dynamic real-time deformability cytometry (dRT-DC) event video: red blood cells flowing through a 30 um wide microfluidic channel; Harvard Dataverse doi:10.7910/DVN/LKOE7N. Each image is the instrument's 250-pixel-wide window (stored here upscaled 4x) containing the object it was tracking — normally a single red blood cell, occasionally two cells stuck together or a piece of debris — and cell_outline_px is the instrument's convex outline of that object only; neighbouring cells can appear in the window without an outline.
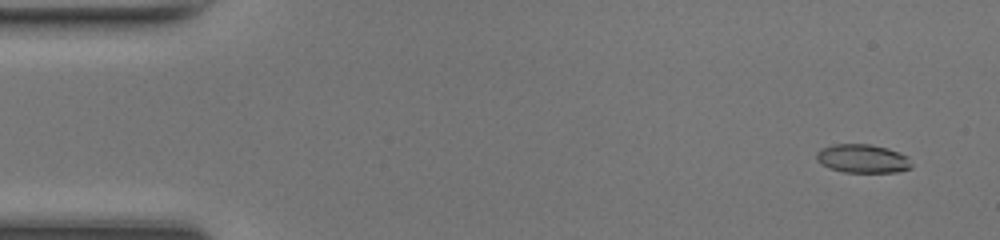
{"species": "common noctule bat (a hibernating species)", "species_latin": "Nyctalus noctula", "temperature_condition": "room temperature", "stored_images_in_passage": 48, "camera_frame_rate_fps": 3000, "um_per_image_px": 0.085, "animal": {"sex": "female", "body_mass_g": 17.0, "forearm_length_mm": 48.0}, "frame": {"image": 1, "passage_image": 3, "time_ms": 0.667, "image_size_px": [1000, 240], "cell_outline_px": [[912, 168], [900, 172], [844, 172], [828, 168], [820, 164], [816, 160], [816, 152], [820, 148], [832, 144], [872, 144], [888, 148], [908, 156], [912, 164]], "centroid_in_image_um": [73.31, 13.48], "position_along_channel_um": 11.7, "area_um2": 16.18}}
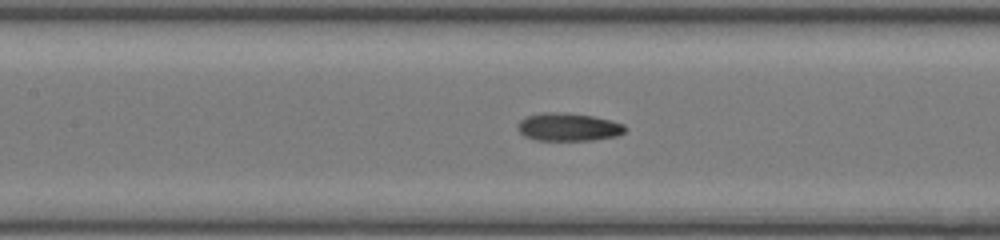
{"frame": {"image": 2, "passage_image": 22, "time_ms": 7.0, "image_size_px": [1000, 240], "cell_outline_px": [[628, 128], [624, 132], [616, 136], [596, 140], [536, 140], [524, 136], [516, 128], [516, 124], [520, 120], [528, 116], [544, 112], [552, 112], [592, 116], [624, 124]], "centroid_in_image_um": [48.29, 10.81], "position_along_channel_um": 159.1, "area_um2": 17.4}}
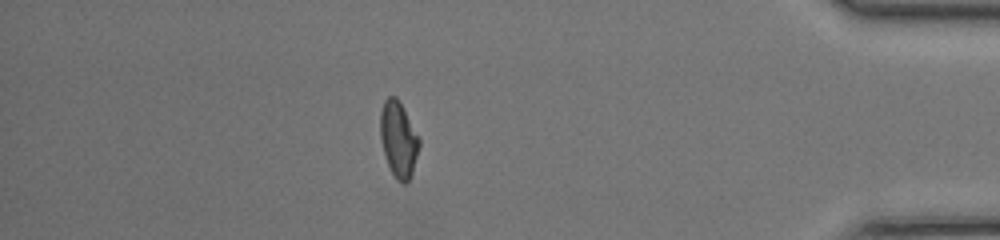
{"frame": {"image": 3, "passage_image": 42, "time_ms": 13.667, "image_size_px": [1000, 240], "cell_outline_px": [[420, 144], [412, 172], [408, 180], [404, 184], [396, 180], [388, 164], [384, 152], [380, 136], [380, 112], [384, 100], [388, 96], [396, 96], [420, 136]], "centroid_in_image_um": [33.87, 11.81], "position_along_channel_um": 401.3, "area_um2": 17.11}, "authors_computed_cell_mechanics": {"area_um2": 16.8776, "velocity_mm_per_s": 4.3272, "shape_relaxation_time_tau1_ms": null, "shape_relaxation_time_tau2_ms": 2.4252, "deformation_change_tau1": null, "deformation_change_tau2": 0.067}}